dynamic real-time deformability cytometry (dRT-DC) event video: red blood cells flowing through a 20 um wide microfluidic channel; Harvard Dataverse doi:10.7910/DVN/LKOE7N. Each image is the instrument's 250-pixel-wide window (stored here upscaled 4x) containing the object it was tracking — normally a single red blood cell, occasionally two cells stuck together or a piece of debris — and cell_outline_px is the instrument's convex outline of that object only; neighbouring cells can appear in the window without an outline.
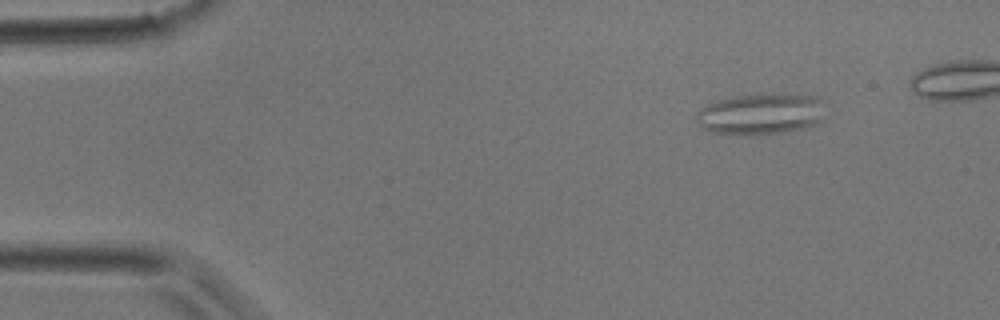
{"species": "common noctule bat (a hibernating species)", "species_latin": "Nyctalus noctula", "temperature_condition": "room temperature", "stored_images_in_passage": 33, "segment_of_instrument_passage": [1, 2], "camera_frame_rate_fps": 3000, "um_per_image_px": 0.085, "animal": {"sex": "male", "body_mass_g": 17.9}, "frame": {"image": 1, "passage_image": 1, "time_ms": 0.0, "image_size_px": [1000, 320], "cell_outline_px": [[820, 124], [804, 128], [780, 132], [712, 132], [704, 128], [696, 120], [696, 112], [708, 104], [720, 100], [740, 96], [772, 92], [816, 96], [820, 100]], "centroid_in_image_um": [64.68, 9.63], "position_along_channel_um": 20.3, "area_um2": 29.82}}